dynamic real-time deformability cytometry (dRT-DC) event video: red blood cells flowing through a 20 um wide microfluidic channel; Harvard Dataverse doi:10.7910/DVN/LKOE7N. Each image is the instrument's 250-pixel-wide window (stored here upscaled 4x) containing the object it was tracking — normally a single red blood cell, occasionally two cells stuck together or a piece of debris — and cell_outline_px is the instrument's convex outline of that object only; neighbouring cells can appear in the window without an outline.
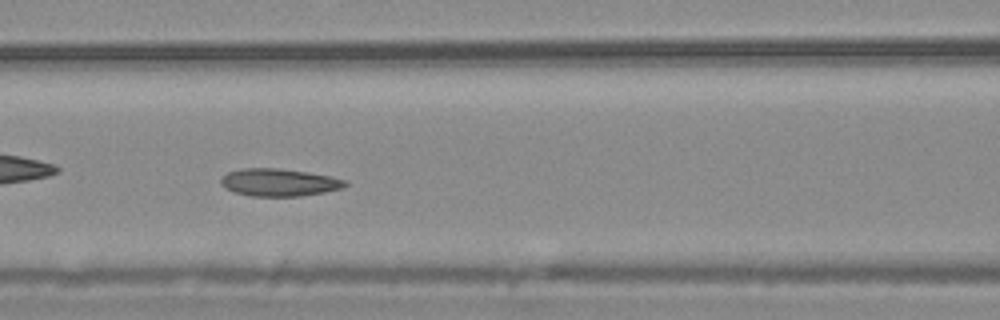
{"species": "common noctule bat (a hibernating species)", "species_latin": "Nyctalus noctula", "temperature_condition": "warm", "stored_images_in_passage": 55, "camera_frame_rate_fps": 3000, "um_per_image_px": 0.085, "animal": {"sex": "male", "body_mass_g": 20.4}, "frame": {"image": 1, "passage_image": 24, "time_ms": 7.667, "image_size_px": [1000, 320], "cell_outline_px": [[348, 184], [344, 188], [324, 192], [300, 196], [252, 196], [236, 192], [224, 188], [220, 184], [220, 176], [228, 172], [244, 168], [276, 168], [304, 172], [328, 176], [344, 180]], "centroid_in_image_um": [23.67, 15.51], "position_along_channel_um": 142.9, "area_um2": 19.77}, "authors_computed_cell_mechanics": {"area_um2": 20.6346, "velocity_mm_per_s": 3.7389, "shape_relaxation_time_tau1_ms": null, "shape_relaxation_time_tau2_ms": 6.4789, "deformation_change_tau1": null, "deformation_change_tau2": 0.1418}}